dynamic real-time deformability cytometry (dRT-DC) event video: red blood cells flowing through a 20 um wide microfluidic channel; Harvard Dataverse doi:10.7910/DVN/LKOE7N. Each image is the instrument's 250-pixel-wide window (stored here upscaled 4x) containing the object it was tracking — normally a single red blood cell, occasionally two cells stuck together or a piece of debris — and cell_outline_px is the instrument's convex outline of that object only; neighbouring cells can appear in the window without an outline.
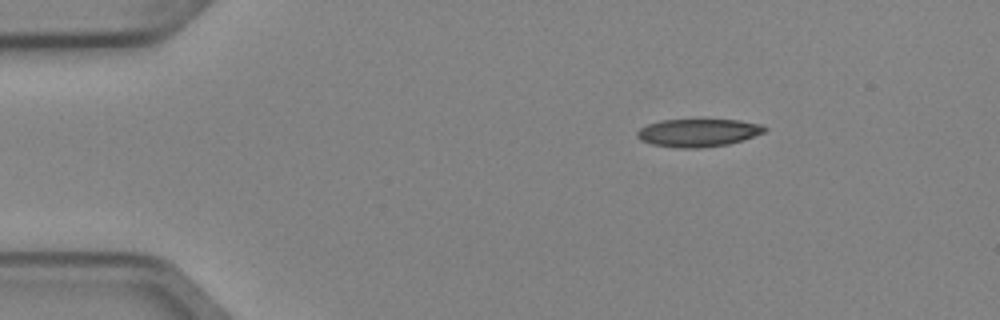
{"species": "Egyptian fruit bat (a non-hibernating species)", "species_latin": "Rousettus aegyptiacus", "temperature_condition": "cold", "stored_images_in_passage": 5, "segment_of_instrument_passage": [2, 2], "camera_frame_rate_fps": 3000, "um_per_image_px": 0.085, "animal": {"sex": "female"}, "frame": {"image": 1, "passage_image": 5, "time_ms": 1.333, "image_size_px": [1000, 320], "cell_outline_px": [[768, 128], [764, 132], [744, 140], [728, 144], [700, 148], [676, 148], [652, 144], [640, 140], [636, 136], [636, 132], [640, 128], [648, 124], [660, 120], [740, 120], [764, 124]], "centroid_in_image_um": [59.36, 11.28], "position_along_channel_um": 25.6, "area_um2": 20.87}}